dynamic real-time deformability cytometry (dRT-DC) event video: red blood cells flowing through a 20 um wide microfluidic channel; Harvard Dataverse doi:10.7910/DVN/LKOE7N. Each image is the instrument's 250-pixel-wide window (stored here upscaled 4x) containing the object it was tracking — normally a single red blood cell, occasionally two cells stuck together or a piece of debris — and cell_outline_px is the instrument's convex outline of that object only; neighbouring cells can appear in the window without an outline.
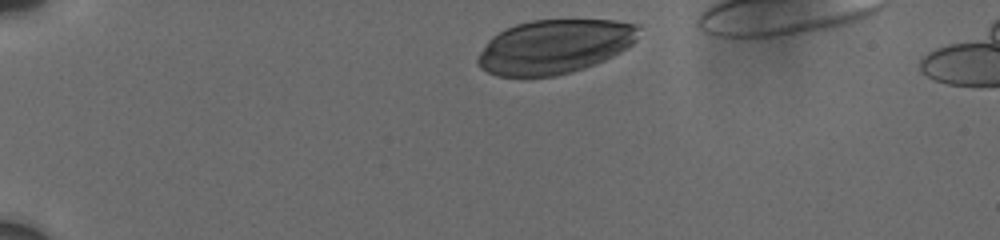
{"species": "human", "species_latin": "Homo sapiens", "temperature_condition": "cold", "stored_images_in_passage": 16, "camera_frame_rate_fps": 3000, "um_per_image_px": 0.085, "donor": {"sex": "male"}, "frame": {"image": 1, "passage_image": 1, "time_ms": 0.0, "image_size_px": [1000, 240], "cell_outline_px": [[640, 28], [636, 40], [628, 48], [596, 64], [572, 72], [556, 76], [496, 76], [480, 68], [476, 60], [480, 52], [488, 40], [492, 36], [504, 28], [516, 24], [532, 20], [616, 20], [636, 24]], "centroid_in_image_um": [47.13, 3.96], "position_along_channel_um": 37.9, "area_um2": 50.92}}
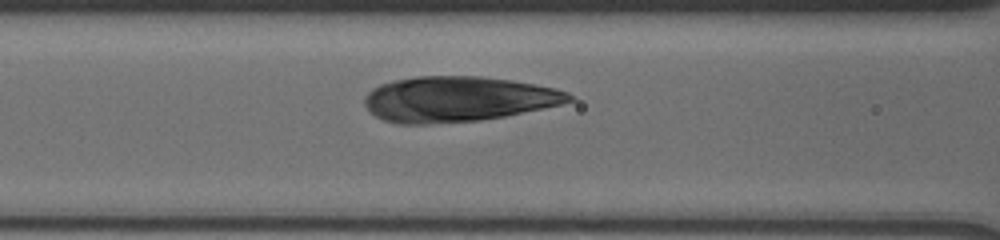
{"frame": {"image": 2, "passage_image": 12, "time_ms": 4.333, "image_size_px": [1000, 240], "cell_outline_px": [[576, 100], [560, 104], [504, 116], [480, 120], [428, 124], [396, 124], [384, 120], [376, 116], [364, 104], [364, 96], [372, 88], [380, 84], [392, 80], [416, 76], [480, 76], [512, 80], [556, 88], [568, 92]], "centroid_in_image_um": [38.89, 8.41], "position_along_channel_um": 127.7, "area_um2": 54.04}}
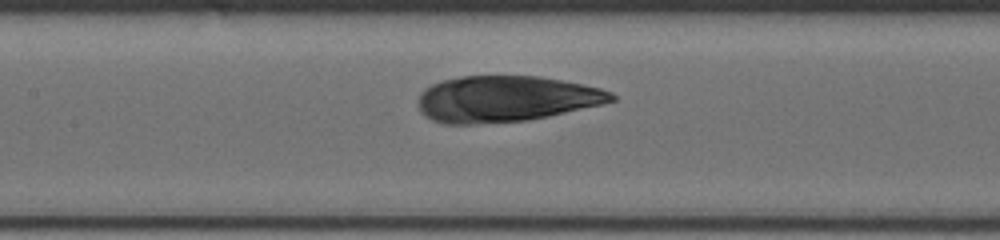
{"frame": {"image": 3, "passage_image": 15, "time_ms": 5.333, "image_size_px": [1000, 240], "cell_outline_px": [[616, 100], [604, 104], [548, 116], [528, 120], [468, 124], [444, 124], [432, 120], [420, 112], [420, 92], [424, 88], [440, 80], [460, 76], [540, 76], [600, 88], [612, 92], [616, 96]], "centroid_in_image_um": [42.99, 8.4], "position_along_channel_um": 164.4, "area_um2": 51.85}}